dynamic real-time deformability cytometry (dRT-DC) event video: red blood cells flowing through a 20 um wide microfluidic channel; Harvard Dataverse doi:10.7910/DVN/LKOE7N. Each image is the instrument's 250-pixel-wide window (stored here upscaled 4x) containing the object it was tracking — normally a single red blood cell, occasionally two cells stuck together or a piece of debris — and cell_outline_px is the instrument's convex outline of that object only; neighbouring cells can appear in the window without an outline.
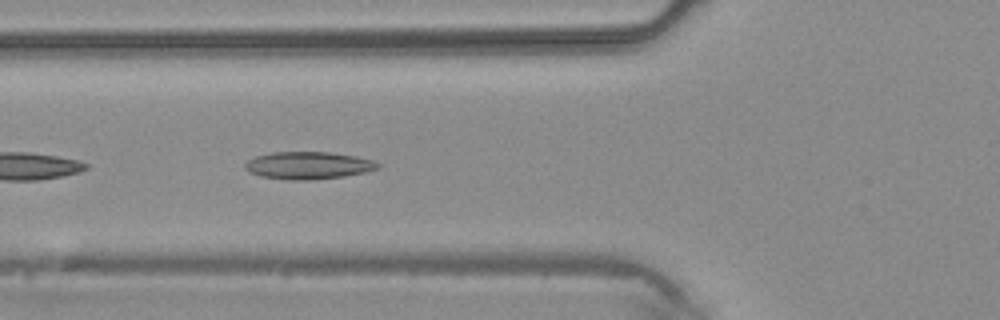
{"species": "common noctule bat (a hibernating species)", "species_latin": "Nyctalus noctula", "temperature_condition": "warm", "stored_images_in_passage": 9, "camera_frame_rate_fps": 3000, "um_per_image_px": 0.085, "animal": {"sex": "male", "body_mass_g": 20.4}, "frame": {"image": 1, "passage_image": 6, "time_ms": 1.667, "image_size_px": [1000, 320], "cell_outline_px": [[380, 168], [364, 172], [344, 176], [312, 180], [288, 180], [260, 176], [248, 172], [244, 168], [244, 164], [248, 160], [256, 156], [272, 152], [328, 152], [356, 156], [372, 160], [380, 164]], "centroid_in_image_um": [26.17, 14.06], "position_along_channel_um": 99.6, "area_um2": 21.27}}